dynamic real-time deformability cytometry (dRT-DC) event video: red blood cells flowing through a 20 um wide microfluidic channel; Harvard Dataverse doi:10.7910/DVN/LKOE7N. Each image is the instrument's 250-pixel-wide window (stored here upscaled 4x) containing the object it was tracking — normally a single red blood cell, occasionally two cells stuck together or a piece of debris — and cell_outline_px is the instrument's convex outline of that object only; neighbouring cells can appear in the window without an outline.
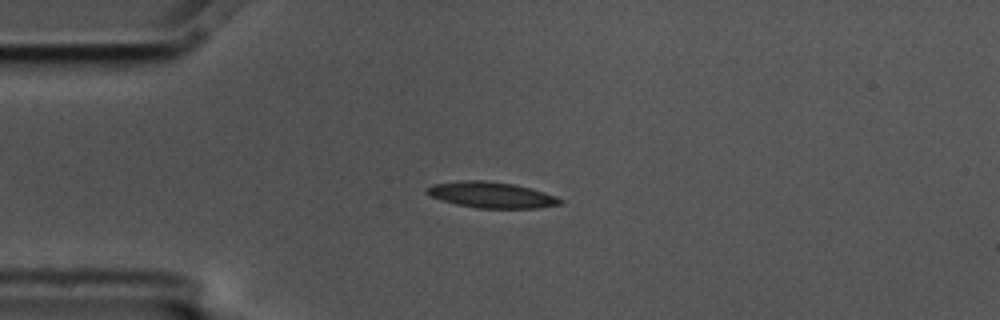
{"species": "common noctule bat (a hibernating species)", "species_latin": "Nyctalus noctula", "temperature_condition": "cold", "stored_images_in_passage": 12, "camera_frame_rate_fps": 3000, "um_per_image_px": 0.085, "animal": {"sex": "male", "body_mass_g": 17.5, "forearm_length_mm": 52.3}, "frame": {"image": 1, "passage_image": 3, "time_ms": 0.667, "image_size_px": [1000, 320], "cell_outline_px": [[564, 204], [536, 208], [476, 208], [456, 204], [440, 200], [424, 192], [432, 184], [468, 180], [480, 180], [512, 184], [544, 192], [556, 196], [564, 200]], "centroid_in_image_um": [41.79, 16.58], "position_along_channel_um": 43.2, "area_um2": 20.0}}
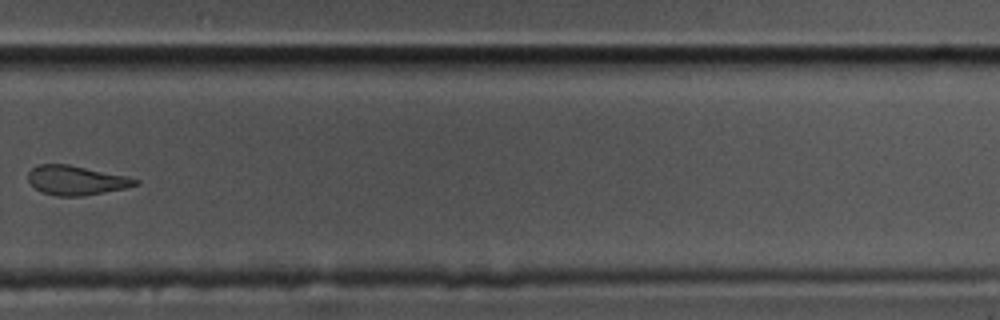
{"frame": {"image": 2, "passage_image": 10, "time_ms": 3.0, "image_size_px": [1000, 320], "cell_outline_px": [[140, 184], [124, 188], [104, 192], [80, 196], [56, 196], [40, 192], [28, 180], [28, 172], [36, 164], [68, 164], [124, 176], [140, 180]], "centroid_in_image_um": [6.43, 15.33], "position_along_channel_um": 323.4, "area_um2": 18.15}}
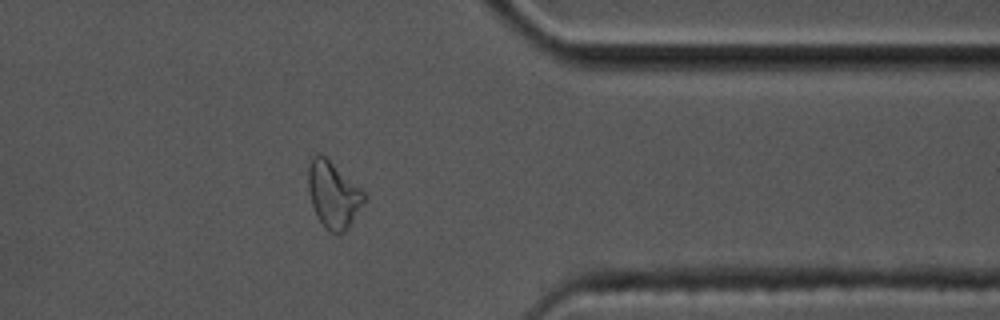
{"frame": {"image": 3, "passage_image": 12, "time_ms": 3.667, "image_size_px": [1000, 320], "cell_outline_px": [[368, 196], [344, 232], [332, 232], [324, 228], [316, 216], [308, 192], [308, 168], [312, 156], [316, 152], [324, 156], [360, 188]], "centroid_in_image_um": [28.3, 16.54], "position_along_channel_um": 383.1, "area_um2": 21.27}}